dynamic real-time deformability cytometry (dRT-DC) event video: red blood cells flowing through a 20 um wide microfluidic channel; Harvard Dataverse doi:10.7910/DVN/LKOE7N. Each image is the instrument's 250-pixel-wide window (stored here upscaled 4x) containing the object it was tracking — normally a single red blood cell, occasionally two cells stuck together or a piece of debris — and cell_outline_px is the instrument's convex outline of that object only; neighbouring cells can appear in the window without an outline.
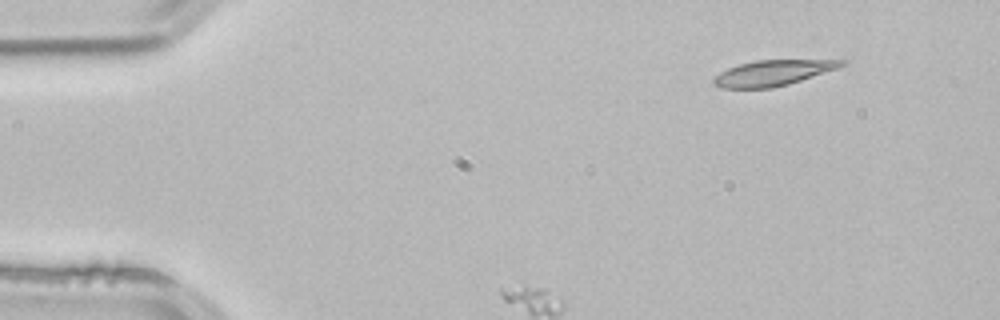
{"species": "common noctule bat (a hibernating species)", "species_latin": "Nyctalus noctula", "temperature_condition": "room temperature", "stored_images_in_passage": 3, "camera_frame_rate_fps": 3000, "um_per_image_px": 0.085, "animal": {"sex": "male", "body_mass_g": 21.5, "forearm_length_mm": 52.0}, "frame": {"image": 1, "passage_image": 1, "time_ms": 0.0, "image_size_px": [1000, 320], "cell_outline_px": [[848, 60], [844, 64], [836, 68], [788, 84], [772, 88], [720, 88], [712, 84], [712, 80], [720, 72], [728, 68], [740, 64], [756, 60]], "centroid_in_image_um": [65.62, 6.2], "position_along_channel_um": 19.4, "area_um2": 18.73}}